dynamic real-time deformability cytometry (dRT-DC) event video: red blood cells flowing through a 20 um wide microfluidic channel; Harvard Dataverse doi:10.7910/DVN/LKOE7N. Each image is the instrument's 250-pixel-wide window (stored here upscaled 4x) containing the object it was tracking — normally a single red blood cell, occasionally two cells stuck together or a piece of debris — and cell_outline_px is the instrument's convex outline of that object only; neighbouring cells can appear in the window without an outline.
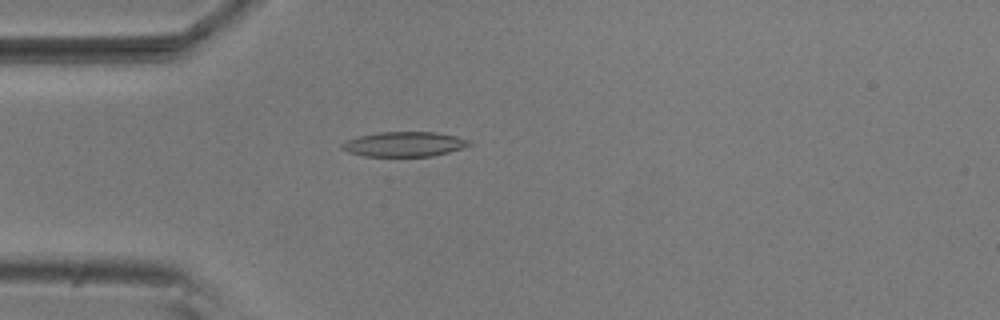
{"species": "common noctule bat (a hibernating species)", "species_latin": "Nyctalus noctula", "temperature_condition": "room temperature", "stored_images_in_passage": 4, "camera_frame_rate_fps": 3000, "um_per_image_px": 0.085, "animal": {"sex": "male", "body_mass_g": 20.5, "forearm_length_mm": 52.5}, "frame": {"image": 1, "passage_image": 4, "time_ms": 1.0, "image_size_px": [1000, 320], "cell_outline_px": [[472, 144], [448, 152], [432, 156], [364, 156], [348, 152], [340, 148], [340, 144], [344, 140], [356, 136], [380, 132], [436, 132], [456, 136], [472, 140]], "centroid_in_image_um": [34.31, 12.24], "position_along_channel_um": 50.7, "area_um2": 18.55}}